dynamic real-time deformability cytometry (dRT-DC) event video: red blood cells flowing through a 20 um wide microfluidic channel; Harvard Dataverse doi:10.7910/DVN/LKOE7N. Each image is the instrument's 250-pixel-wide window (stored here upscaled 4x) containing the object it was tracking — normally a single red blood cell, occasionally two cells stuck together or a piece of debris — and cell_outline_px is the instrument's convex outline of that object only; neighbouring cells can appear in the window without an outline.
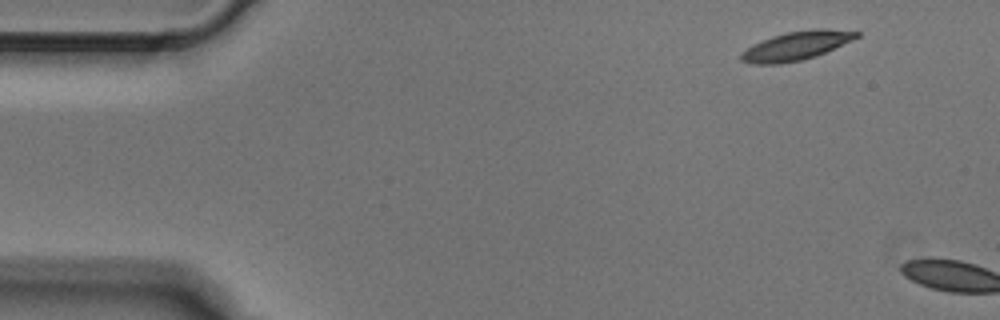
{"species": "Egyptian fruit bat (a non-hibernating species)", "species_latin": "Rousettus aegyptiacus", "temperature_condition": "cold", "stored_images_in_passage": 2, "camera_frame_rate_fps": 3000, "um_per_image_px": 0.085, "animal": {"sex": "male"}, "frame": {"image": 1, "passage_image": 1, "time_ms": 0.0, "image_size_px": [1000, 320], "cell_outline_px": [[860, 36], [852, 40], [816, 56], [800, 60], [780, 64], [752, 64], [740, 60], [740, 52], [752, 44], [772, 36], [788, 32], [820, 28], [824, 28], [860, 32]], "centroid_in_image_um": [67.64, 3.89], "position_along_channel_um": 17.4, "area_um2": 19.25}}